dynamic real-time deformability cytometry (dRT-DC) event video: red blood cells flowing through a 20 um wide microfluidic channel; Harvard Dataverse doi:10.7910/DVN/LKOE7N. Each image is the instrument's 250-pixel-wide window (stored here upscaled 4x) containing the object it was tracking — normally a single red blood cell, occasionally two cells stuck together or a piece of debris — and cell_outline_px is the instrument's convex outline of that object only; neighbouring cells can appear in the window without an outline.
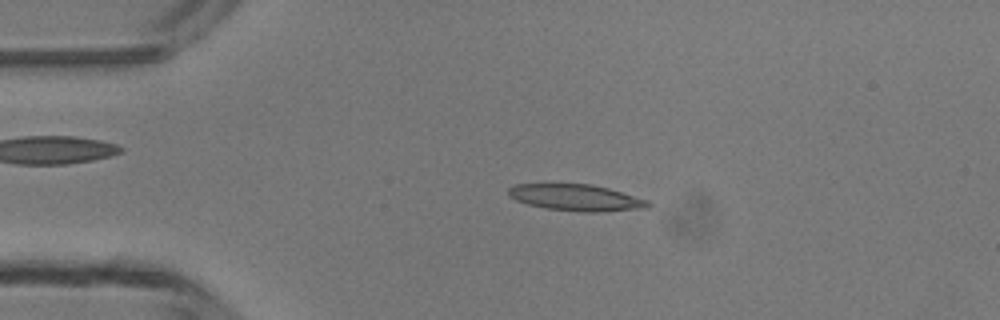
{"species": "common noctule bat (a hibernating species)", "species_latin": "Nyctalus noctula", "temperature_condition": "room temperature", "stored_images_in_passage": 3, "camera_frame_rate_fps": 3000, "um_per_image_px": 0.085, "animal": {"sex": "male", "body_mass_g": 13.3}, "frame": {"image": 1, "passage_image": 2, "time_ms": 1.333, "image_size_px": [1000, 320], "cell_outline_px": [[652, 204], [648, 208], [600, 212], [584, 212], [544, 208], [528, 204], [516, 200], [508, 196], [508, 188], [516, 184], [592, 184], [608, 188], [648, 200]], "centroid_in_image_um": [48.98, 16.8], "position_along_channel_um": 36.0, "area_um2": 21.56}}